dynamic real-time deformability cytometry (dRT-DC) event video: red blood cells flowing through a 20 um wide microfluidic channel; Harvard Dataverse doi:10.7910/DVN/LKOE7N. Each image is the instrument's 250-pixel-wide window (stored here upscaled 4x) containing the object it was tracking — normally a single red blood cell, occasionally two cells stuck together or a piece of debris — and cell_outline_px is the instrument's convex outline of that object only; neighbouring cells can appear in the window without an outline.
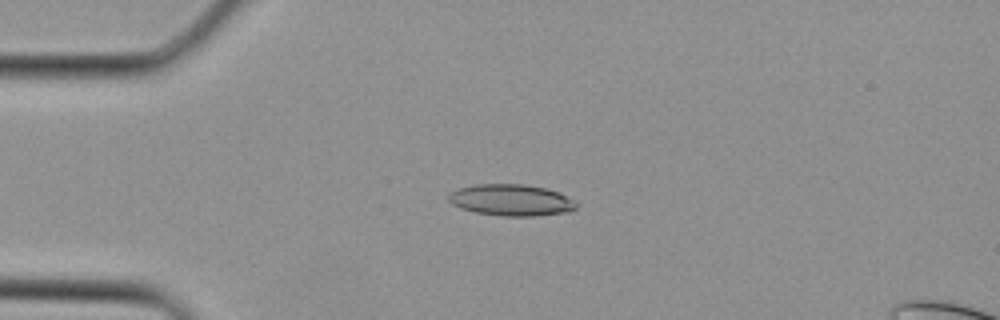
{"species": "Egyptian fruit bat (a non-hibernating species)", "species_latin": "Rousettus aegyptiacus", "temperature_condition": "cold", "stored_images_in_passage": 3, "camera_frame_rate_fps": 3000, "um_per_image_px": 0.085, "animal": {"sex": "female"}, "frame": {"image": 1, "passage_image": 3, "time_ms": 0.667, "image_size_px": [1000, 320], "cell_outline_px": [[576, 208], [568, 212], [536, 216], [500, 216], [476, 212], [460, 208], [452, 204], [448, 200], [448, 196], [452, 192], [460, 188], [476, 184], [524, 184], [544, 188], [560, 192], [572, 200], [576, 204]], "centroid_in_image_um": [43.45, 17.01], "position_along_channel_um": 41.6, "area_um2": 23.35}}